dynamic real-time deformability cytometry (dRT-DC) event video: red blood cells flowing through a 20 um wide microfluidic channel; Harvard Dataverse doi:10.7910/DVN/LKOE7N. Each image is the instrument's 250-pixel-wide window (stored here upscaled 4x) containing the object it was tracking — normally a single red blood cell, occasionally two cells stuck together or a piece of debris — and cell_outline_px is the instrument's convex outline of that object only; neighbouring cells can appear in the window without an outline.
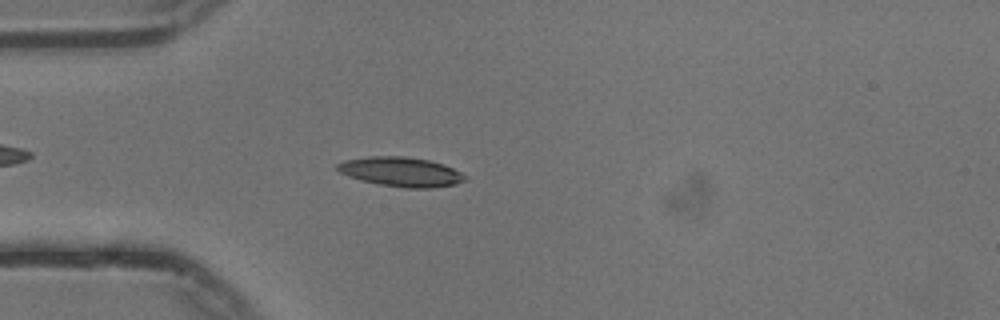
{"species": "common noctule bat (a hibernating species)", "species_latin": "Nyctalus noctula", "temperature_condition": "cold", "stored_images_in_passage": 52, "camera_frame_rate_fps": 3000, "um_per_image_px": 0.085, "animal": {"sex": "male", "body_mass_g": 13.3}, "frame": {"image": 1, "passage_image": 13, "time_ms": 4.0, "image_size_px": [1000, 320], "cell_outline_px": [[468, 180], [456, 184], [428, 188], [404, 188], [376, 184], [360, 180], [348, 176], [340, 172], [336, 168], [336, 164], [344, 160], [368, 156], [404, 156], [428, 160], [452, 168], [468, 176]], "centroid_in_image_um": [34.06, 14.61], "position_along_channel_um": 50.9, "area_um2": 22.02}}
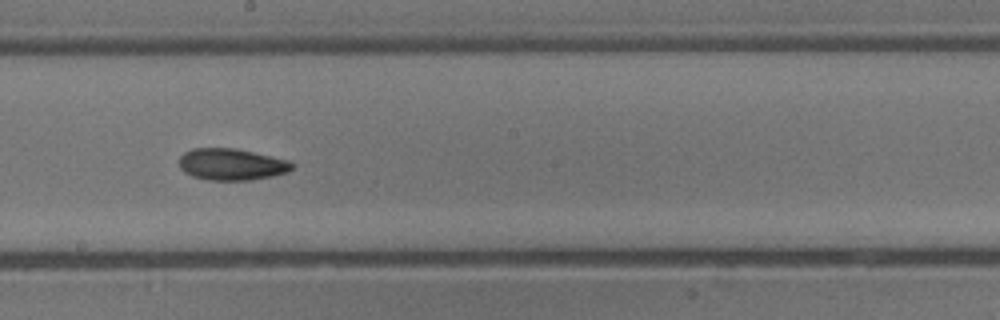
{"frame": {"image": 2, "passage_image": 28, "time_ms": 9.0, "image_size_px": [1000, 320], "cell_outline_px": [[296, 164], [288, 172], [272, 176], [252, 180], [208, 180], [192, 176], [184, 172], [180, 168], [180, 156], [184, 152], [192, 148], [236, 148], [288, 160]], "centroid_in_image_um": [19.69, 13.97], "position_along_channel_um": 228.5, "area_um2": 20.92}}
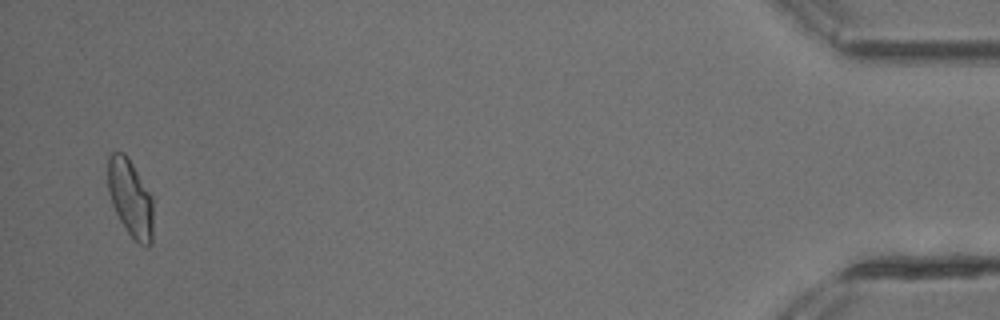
{"frame": {"image": 3, "passage_image": 51, "time_ms": 16.667, "image_size_px": [1000, 320], "cell_outline_px": [[152, 244], [148, 248], [144, 248], [128, 232], [120, 220], [112, 204], [108, 192], [108, 156], [112, 152], [124, 152], [132, 164], [152, 196]], "centroid_in_image_um": [11.08, 16.86], "position_along_channel_um": 424.1, "area_um2": 20.29}, "authors_computed_cell_mechanics": {"area_um2": 20.3167, "velocity_mm_per_s": 3.7388, "shape_relaxation_time_tau1_ms": 5.2029, "shape_relaxation_time_tau2_ms": 5.5861, "deformation_change_tau1": 0.1767, "deformation_change_tau2": 0.126}}